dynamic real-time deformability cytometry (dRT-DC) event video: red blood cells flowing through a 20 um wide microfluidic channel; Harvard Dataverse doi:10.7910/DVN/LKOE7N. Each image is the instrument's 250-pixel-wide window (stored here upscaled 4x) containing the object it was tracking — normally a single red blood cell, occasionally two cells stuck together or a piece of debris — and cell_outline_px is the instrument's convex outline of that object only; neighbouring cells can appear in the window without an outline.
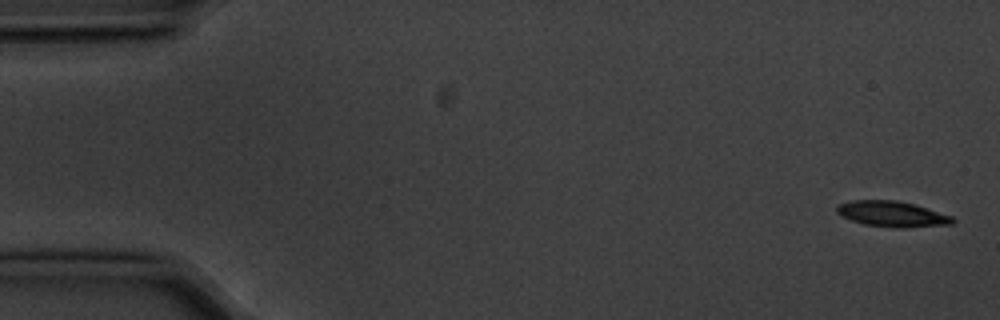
{"species": "common noctule bat (a hibernating species)", "species_latin": "Nyctalus noctula", "temperature_condition": "cold", "stored_images_in_passage": 5, "camera_frame_rate_fps": 3000, "um_per_image_px": 0.085, "animal": {"sex": "male", "body_mass_g": 20.1, "forearm_length_mm": 53.5}, "frame": {"image": 1, "passage_image": 1, "time_ms": 0.0, "image_size_px": [1000, 320], "cell_outline_px": [[956, 220], [952, 224], [904, 228], [896, 228], [864, 224], [852, 220], [836, 212], [836, 208], [840, 204], [852, 200], [896, 200], [912, 204], [952, 216]], "centroid_in_image_um": [75.84, 18.19], "position_along_channel_um": 9.2, "area_um2": 17.05}}
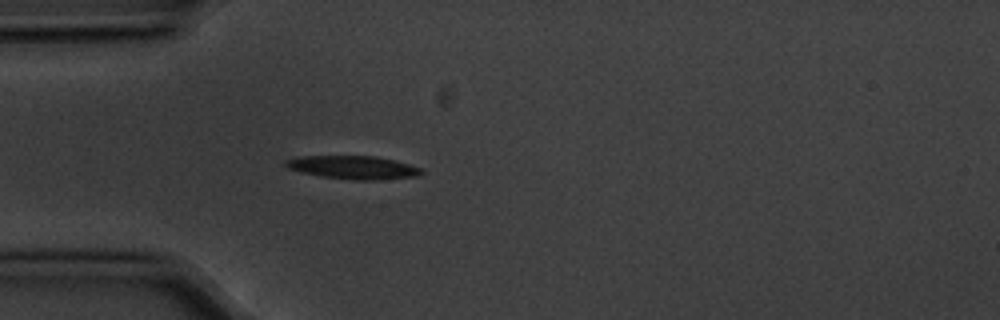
{"frame": {"image": 2, "passage_image": 5, "time_ms": 1.333, "image_size_px": [1000, 320], "cell_outline_px": [[424, 172], [416, 176], [372, 180], [356, 180], [320, 176], [300, 172], [288, 168], [284, 164], [284, 160], [296, 156], [376, 156], [408, 164], [420, 168]], "centroid_in_image_um": [29.94, 14.22], "position_along_channel_um": 55.1, "area_um2": 18.26}}